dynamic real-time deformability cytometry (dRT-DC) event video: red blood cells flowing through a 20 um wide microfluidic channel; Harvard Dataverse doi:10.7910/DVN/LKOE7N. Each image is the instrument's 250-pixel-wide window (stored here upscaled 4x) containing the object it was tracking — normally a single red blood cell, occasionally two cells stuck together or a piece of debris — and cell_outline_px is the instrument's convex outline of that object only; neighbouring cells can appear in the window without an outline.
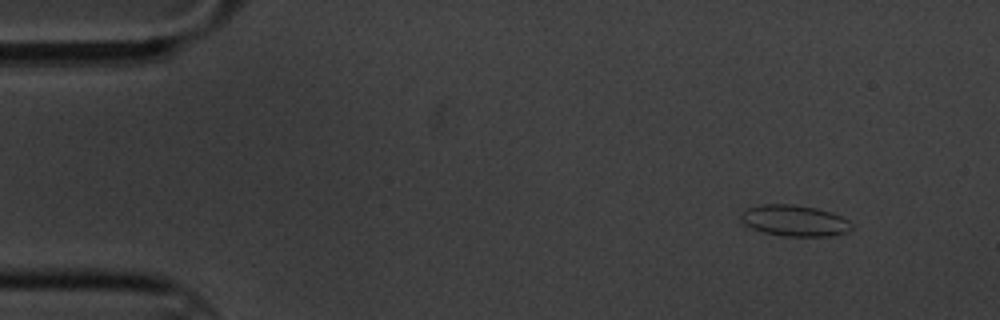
{"species": "common noctule bat (a hibernating species)", "species_latin": "Nyctalus noctula", "temperature_condition": "cold", "stored_images_in_passage": 57, "camera_frame_rate_fps": 3000, "um_per_image_px": 0.085, "animal": {"sex": "male", "body_mass_g": 20.1, "forearm_length_mm": 53.5}, "frame": {"image": 1, "passage_image": 3, "time_ms": 0.667, "image_size_px": [1000, 320], "cell_outline_px": [[852, 228], [848, 232], [828, 236], [784, 236], [764, 232], [752, 228], [744, 224], [740, 216], [740, 212], [748, 208], [764, 204], [792, 204], [816, 208], [832, 212], [848, 220], [852, 224]], "centroid_in_image_um": [67.54, 18.75], "position_along_channel_um": 17.5, "area_um2": 20.06}}
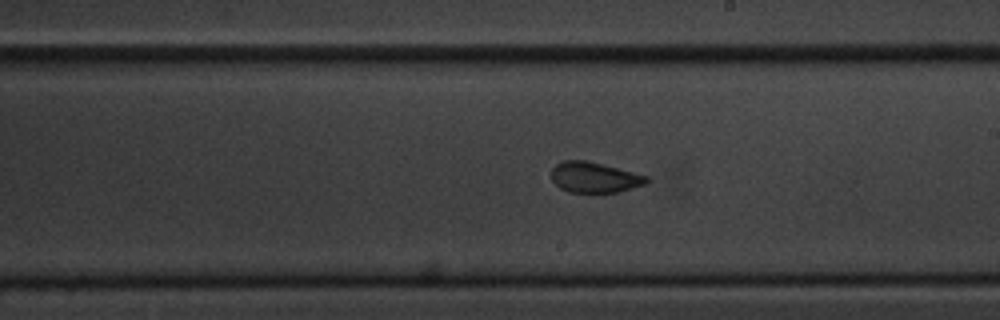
{"frame": {"image": 2, "passage_image": 31, "time_ms": 10.0, "image_size_px": [1000, 320], "cell_outline_px": [[648, 180], [644, 184], [620, 192], [596, 196], [568, 192], [560, 188], [552, 180], [552, 168], [556, 164], [564, 160], [588, 160], [648, 176]], "centroid_in_image_um": [50.51, 15.13], "position_along_channel_um": 238.5, "area_um2": 17.63}}
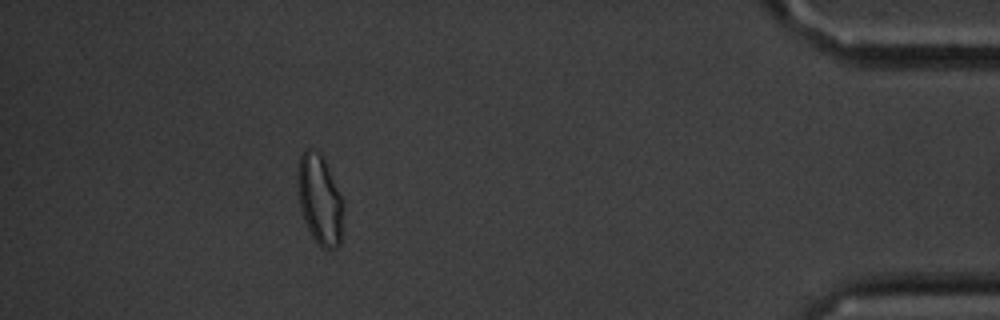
{"frame": {"image": 3, "passage_image": 51, "time_ms": 16.667, "image_size_px": [1000, 320], "cell_outline_px": [[344, 232], [340, 244], [336, 248], [324, 248], [312, 236], [304, 220], [300, 208], [296, 180], [300, 156], [308, 148], [320, 152], [324, 160], [340, 196], [344, 208]], "centroid_in_image_um": [27.19, 17.01], "position_along_channel_um": 408.0, "area_um2": 23.87}, "authors_computed_cell_mechanics": {"area_um2": 18.2648, "velocity_mm_per_s": 3.3351, "shape_relaxation_time_tau1_ms": 3.3957, "shape_relaxation_time_tau2_ms": 1.5583, "deformation_change_tau1": 0.0808, "deformation_change_tau2": 0.0443}}